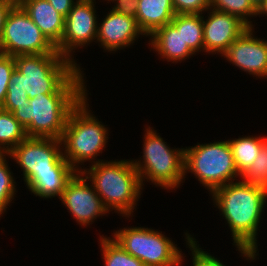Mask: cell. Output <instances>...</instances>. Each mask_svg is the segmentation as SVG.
<instances>
[{"instance_id":"4316f807","label":"cell","mask_w":267,"mask_h":266,"mask_svg":"<svg viewBox=\"0 0 267 266\" xmlns=\"http://www.w3.org/2000/svg\"><path fill=\"white\" fill-rule=\"evenodd\" d=\"M187 245L192 251L193 266H225L220 260L210 255L208 252L203 251L199 245H197L196 239L190 234L185 233Z\"/></svg>"},{"instance_id":"2e32d148","label":"cell","mask_w":267,"mask_h":266,"mask_svg":"<svg viewBox=\"0 0 267 266\" xmlns=\"http://www.w3.org/2000/svg\"><path fill=\"white\" fill-rule=\"evenodd\" d=\"M19 5L56 47L63 36L65 17L47 0H23Z\"/></svg>"},{"instance_id":"603a6c76","label":"cell","mask_w":267,"mask_h":266,"mask_svg":"<svg viewBox=\"0 0 267 266\" xmlns=\"http://www.w3.org/2000/svg\"><path fill=\"white\" fill-rule=\"evenodd\" d=\"M100 243L105 266H145L143 262L127 253L113 239L103 235L100 237Z\"/></svg>"},{"instance_id":"8992f818","label":"cell","mask_w":267,"mask_h":266,"mask_svg":"<svg viewBox=\"0 0 267 266\" xmlns=\"http://www.w3.org/2000/svg\"><path fill=\"white\" fill-rule=\"evenodd\" d=\"M143 144V160L133 161L141 185L145 179L164 189H174L185 179V148L168 147L163 138L150 126L146 128ZM145 178V179H144Z\"/></svg>"},{"instance_id":"e575fe53","label":"cell","mask_w":267,"mask_h":266,"mask_svg":"<svg viewBox=\"0 0 267 266\" xmlns=\"http://www.w3.org/2000/svg\"><path fill=\"white\" fill-rule=\"evenodd\" d=\"M253 6L257 9L258 6L263 2V0H250Z\"/></svg>"},{"instance_id":"e0dca14e","label":"cell","mask_w":267,"mask_h":266,"mask_svg":"<svg viewBox=\"0 0 267 266\" xmlns=\"http://www.w3.org/2000/svg\"><path fill=\"white\" fill-rule=\"evenodd\" d=\"M149 45L168 62H178L195 55L182 38L181 30H177L171 23L157 29L150 36Z\"/></svg>"},{"instance_id":"6da1fadb","label":"cell","mask_w":267,"mask_h":266,"mask_svg":"<svg viewBox=\"0 0 267 266\" xmlns=\"http://www.w3.org/2000/svg\"><path fill=\"white\" fill-rule=\"evenodd\" d=\"M232 232L233 243L247 260L257 256V231L264 212L267 188L245 181L229 182L212 193Z\"/></svg>"},{"instance_id":"d4e9b609","label":"cell","mask_w":267,"mask_h":266,"mask_svg":"<svg viewBox=\"0 0 267 266\" xmlns=\"http://www.w3.org/2000/svg\"><path fill=\"white\" fill-rule=\"evenodd\" d=\"M242 181L267 188V141L253 161L252 165L241 175Z\"/></svg>"},{"instance_id":"9a60e30c","label":"cell","mask_w":267,"mask_h":266,"mask_svg":"<svg viewBox=\"0 0 267 266\" xmlns=\"http://www.w3.org/2000/svg\"><path fill=\"white\" fill-rule=\"evenodd\" d=\"M97 27L96 41L106 51H117L130 46L139 35H144L134 17L110 11Z\"/></svg>"},{"instance_id":"ac0fdd59","label":"cell","mask_w":267,"mask_h":266,"mask_svg":"<svg viewBox=\"0 0 267 266\" xmlns=\"http://www.w3.org/2000/svg\"><path fill=\"white\" fill-rule=\"evenodd\" d=\"M172 0H138L136 21L145 36L171 23L175 16Z\"/></svg>"},{"instance_id":"8fae6325","label":"cell","mask_w":267,"mask_h":266,"mask_svg":"<svg viewBox=\"0 0 267 266\" xmlns=\"http://www.w3.org/2000/svg\"><path fill=\"white\" fill-rule=\"evenodd\" d=\"M94 1H76L65 17L63 36L56 50L74 63L71 54L73 50L90 44L97 37L98 21Z\"/></svg>"},{"instance_id":"ba28073f","label":"cell","mask_w":267,"mask_h":266,"mask_svg":"<svg viewBox=\"0 0 267 266\" xmlns=\"http://www.w3.org/2000/svg\"><path fill=\"white\" fill-rule=\"evenodd\" d=\"M112 239L145 266H180L184 259L172 240L153 229L124 227L115 231Z\"/></svg>"},{"instance_id":"ffe728a7","label":"cell","mask_w":267,"mask_h":266,"mask_svg":"<svg viewBox=\"0 0 267 266\" xmlns=\"http://www.w3.org/2000/svg\"><path fill=\"white\" fill-rule=\"evenodd\" d=\"M267 141V137L245 136L228 140L236 169L242 175L249 168L258 156L262 145Z\"/></svg>"},{"instance_id":"9c48e42d","label":"cell","mask_w":267,"mask_h":266,"mask_svg":"<svg viewBox=\"0 0 267 266\" xmlns=\"http://www.w3.org/2000/svg\"><path fill=\"white\" fill-rule=\"evenodd\" d=\"M0 53L10 56L59 53L25 10L15 4L9 10L0 40Z\"/></svg>"},{"instance_id":"1f68e13d","label":"cell","mask_w":267,"mask_h":266,"mask_svg":"<svg viewBox=\"0 0 267 266\" xmlns=\"http://www.w3.org/2000/svg\"><path fill=\"white\" fill-rule=\"evenodd\" d=\"M57 12L66 17L72 9L75 0H47Z\"/></svg>"},{"instance_id":"7c38bea8","label":"cell","mask_w":267,"mask_h":266,"mask_svg":"<svg viewBox=\"0 0 267 266\" xmlns=\"http://www.w3.org/2000/svg\"><path fill=\"white\" fill-rule=\"evenodd\" d=\"M81 172H77L67 183L59 199L67 207L69 213L79 225L92 224L97 217L106 215L109 211L104 207L100 196L92 184L86 183Z\"/></svg>"},{"instance_id":"d6986e66","label":"cell","mask_w":267,"mask_h":266,"mask_svg":"<svg viewBox=\"0 0 267 266\" xmlns=\"http://www.w3.org/2000/svg\"><path fill=\"white\" fill-rule=\"evenodd\" d=\"M77 172H53L34 174L26 186L36 196L41 198L60 197L67 183Z\"/></svg>"},{"instance_id":"7402d4cb","label":"cell","mask_w":267,"mask_h":266,"mask_svg":"<svg viewBox=\"0 0 267 266\" xmlns=\"http://www.w3.org/2000/svg\"><path fill=\"white\" fill-rule=\"evenodd\" d=\"M26 138L25 128L12 112L0 108V154H8Z\"/></svg>"},{"instance_id":"cb8c5ba5","label":"cell","mask_w":267,"mask_h":266,"mask_svg":"<svg viewBox=\"0 0 267 266\" xmlns=\"http://www.w3.org/2000/svg\"><path fill=\"white\" fill-rule=\"evenodd\" d=\"M210 8L234 15L248 27H253L249 18L257 16L256 8L250 0H210Z\"/></svg>"},{"instance_id":"277c9868","label":"cell","mask_w":267,"mask_h":266,"mask_svg":"<svg viewBox=\"0 0 267 266\" xmlns=\"http://www.w3.org/2000/svg\"><path fill=\"white\" fill-rule=\"evenodd\" d=\"M15 70L8 89H20L29 99L40 94L56 93L80 66L60 53L28 54L14 57Z\"/></svg>"},{"instance_id":"52a82bcc","label":"cell","mask_w":267,"mask_h":266,"mask_svg":"<svg viewBox=\"0 0 267 266\" xmlns=\"http://www.w3.org/2000/svg\"><path fill=\"white\" fill-rule=\"evenodd\" d=\"M184 172L193 173L200 184L205 185L211 193L233 182L235 177L241 178L227 140L186 147Z\"/></svg>"},{"instance_id":"4fadbf2b","label":"cell","mask_w":267,"mask_h":266,"mask_svg":"<svg viewBox=\"0 0 267 266\" xmlns=\"http://www.w3.org/2000/svg\"><path fill=\"white\" fill-rule=\"evenodd\" d=\"M247 28L221 56L248 74L267 78V40L256 38Z\"/></svg>"},{"instance_id":"5b68a950","label":"cell","mask_w":267,"mask_h":266,"mask_svg":"<svg viewBox=\"0 0 267 266\" xmlns=\"http://www.w3.org/2000/svg\"><path fill=\"white\" fill-rule=\"evenodd\" d=\"M87 100L85 95L71 110L60 138L62 148L65 147L63 157L76 172H81L79 164L96 160L108 142V130L91 115Z\"/></svg>"},{"instance_id":"30bf717a","label":"cell","mask_w":267,"mask_h":266,"mask_svg":"<svg viewBox=\"0 0 267 266\" xmlns=\"http://www.w3.org/2000/svg\"><path fill=\"white\" fill-rule=\"evenodd\" d=\"M61 141L55 138L27 137L6 156L23 170L26 183L34 174L76 172L63 157Z\"/></svg>"},{"instance_id":"83f0119b","label":"cell","mask_w":267,"mask_h":266,"mask_svg":"<svg viewBox=\"0 0 267 266\" xmlns=\"http://www.w3.org/2000/svg\"><path fill=\"white\" fill-rule=\"evenodd\" d=\"M15 68L14 57L0 53V107L5 100L9 80Z\"/></svg>"},{"instance_id":"3957f363","label":"cell","mask_w":267,"mask_h":266,"mask_svg":"<svg viewBox=\"0 0 267 266\" xmlns=\"http://www.w3.org/2000/svg\"><path fill=\"white\" fill-rule=\"evenodd\" d=\"M93 162L88 170L81 167V173L92 182L108 211L115 210L129 218L143 190L133 160Z\"/></svg>"},{"instance_id":"4dcf8cb0","label":"cell","mask_w":267,"mask_h":266,"mask_svg":"<svg viewBox=\"0 0 267 266\" xmlns=\"http://www.w3.org/2000/svg\"><path fill=\"white\" fill-rule=\"evenodd\" d=\"M107 1L116 2V5H114L112 11L134 18L136 17L138 0H107Z\"/></svg>"},{"instance_id":"44dd1931","label":"cell","mask_w":267,"mask_h":266,"mask_svg":"<svg viewBox=\"0 0 267 266\" xmlns=\"http://www.w3.org/2000/svg\"><path fill=\"white\" fill-rule=\"evenodd\" d=\"M171 24L181 30L184 42L194 53L204 51L202 14H175Z\"/></svg>"},{"instance_id":"f546056e","label":"cell","mask_w":267,"mask_h":266,"mask_svg":"<svg viewBox=\"0 0 267 266\" xmlns=\"http://www.w3.org/2000/svg\"><path fill=\"white\" fill-rule=\"evenodd\" d=\"M29 101L28 94L20 89H8L5 100L0 108L12 112L17 106H23Z\"/></svg>"},{"instance_id":"d6a6232c","label":"cell","mask_w":267,"mask_h":266,"mask_svg":"<svg viewBox=\"0 0 267 266\" xmlns=\"http://www.w3.org/2000/svg\"><path fill=\"white\" fill-rule=\"evenodd\" d=\"M13 5L8 0H0V40L6 16Z\"/></svg>"},{"instance_id":"7a4b0ae2","label":"cell","mask_w":267,"mask_h":266,"mask_svg":"<svg viewBox=\"0 0 267 266\" xmlns=\"http://www.w3.org/2000/svg\"><path fill=\"white\" fill-rule=\"evenodd\" d=\"M82 72L78 70L56 93L35 96L12 111L27 137L60 140L69 113L87 95Z\"/></svg>"},{"instance_id":"5bb4252c","label":"cell","mask_w":267,"mask_h":266,"mask_svg":"<svg viewBox=\"0 0 267 266\" xmlns=\"http://www.w3.org/2000/svg\"><path fill=\"white\" fill-rule=\"evenodd\" d=\"M208 11L210 13L206 21L203 16L204 51L223 55L229 45L249 27L229 13L211 8Z\"/></svg>"},{"instance_id":"484cf974","label":"cell","mask_w":267,"mask_h":266,"mask_svg":"<svg viewBox=\"0 0 267 266\" xmlns=\"http://www.w3.org/2000/svg\"><path fill=\"white\" fill-rule=\"evenodd\" d=\"M6 154H0V215L4 214L15 196V181L6 162Z\"/></svg>"},{"instance_id":"836d02e7","label":"cell","mask_w":267,"mask_h":266,"mask_svg":"<svg viewBox=\"0 0 267 266\" xmlns=\"http://www.w3.org/2000/svg\"><path fill=\"white\" fill-rule=\"evenodd\" d=\"M267 15V0H263V2L256 9V15Z\"/></svg>"},{"instance_id":"f1b7e54d","label":"cell","mask_w":267,"mask_h":266,"mask_svg":"<svg viewBox=\"0 0 267 266\" xmlns=\"http://www.w3.org/2000/svg\"><path fill=\"white\" fill-rule=\"evenodd\" d=\"M176 14H202L210 9V0H172Z\"/></svg>"},{"instance_id":"d590c367","label":"cell","mask_w":267,"mask_h":266,"mask_svg":"<svg viewBox=\"0 0 267 266\" xmlns=\"http://www.w3.org/2000/svg\"><path fill=\"white\" fill-rule=\"evenodd\" d=\"M8 1L12 2L15 5V4H20L23 0H8Z\"/></svg>"}]
</instances>
